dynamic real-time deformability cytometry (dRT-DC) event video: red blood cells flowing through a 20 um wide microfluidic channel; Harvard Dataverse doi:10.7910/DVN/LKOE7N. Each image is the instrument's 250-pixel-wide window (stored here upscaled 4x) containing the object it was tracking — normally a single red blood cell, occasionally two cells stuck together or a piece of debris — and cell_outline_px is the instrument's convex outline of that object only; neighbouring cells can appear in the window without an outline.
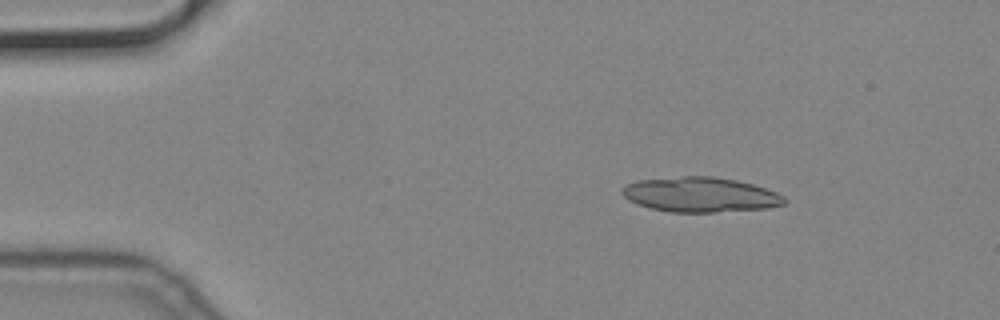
{"species": "common noctule bat (a hibernating species)", "species_latin": "Nyctalus noctula", "temperature_condition": "cold", "stored_images_in_passage": 16, "segment_of_instrument_passage": [1, 2], "camera_frame_rate_fps": 3000, "um_per_image_px": 0.085, "animal": {"sex": "male", "body_mass_g": 19.2, "forearm_length_mm": 51.8}, "frame": {"image": 1, "passage_image": 1, "time_ms": 0.0, "image_size_px": [1000, 320], "cell_outline_px": [[788, 200], [784, 204], [768, 208], [716, 212], [668, 212], [648, 208], [636, 204], [628, 200], [620, 192], [620, 188], [636, 180], [680, 176], [712, 176], [736, 180], [752, 184], [776, 192], [784, 196]], "centroid_in_image_um": [59.49, 16.55], "position_along_channel_um": 25.5, "area_um2": 33.29}}